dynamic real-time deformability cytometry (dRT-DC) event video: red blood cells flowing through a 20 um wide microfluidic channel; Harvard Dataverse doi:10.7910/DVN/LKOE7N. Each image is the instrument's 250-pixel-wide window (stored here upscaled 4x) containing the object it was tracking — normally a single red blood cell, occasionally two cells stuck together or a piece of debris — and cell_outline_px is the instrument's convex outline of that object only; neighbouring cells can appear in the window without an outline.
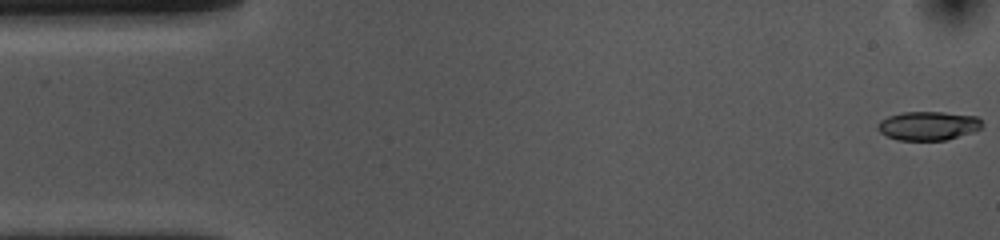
{"species": "common noctule bat (a hibernating species)", "species_latin": "Nyctalus noctula", "temperature_condition": "cold", "stored_images_in_passage": 54, "camera_frame_rate_fps": 3000, "um_per_image_px": 0.085, "animal": {"sex": "female", "body_mass_g": 10.0, "forearm_length_mm": 53.1}, "frame": {"image": 1, "passage_image": 1, "time_ms": 0.0, "image_size_px": [1000, 240], "cell_outline_px": [[984, 124], [980, 128], [972, 132], [944, 140], [896, 140], [880, 132], [876, 128], [876, 124], [880, 120], [888, 116], [900, 112], [944, 112], [976, 116]], "centroid_in_image_um": [78.85, 10.68], "position_along_channel_um": 6.1, "area_um2": 17.57}}
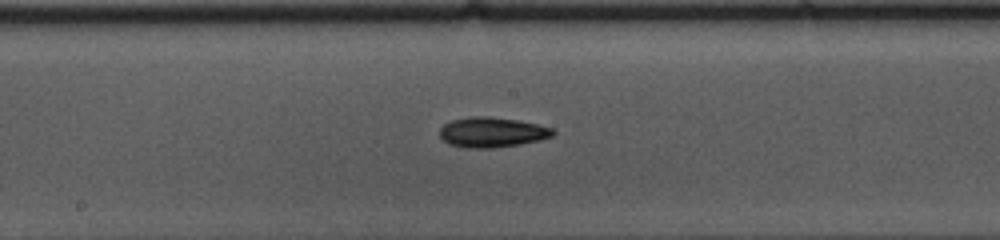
{"frame": {"image": 2, "passage_image": 27, "time_ms": 8.667, "image_size_px": [1000, 240], "cell_outline_px": [[556, 132], [552, 136], [540, 140], [520, 144], [492, 148], [464, 148], [448, 144], [440, 136], [440, 128], [444, 124], [452, 120], [472, 116], [488, 116], [516, 120], [536, 124], [552, 128]], "centroid_in_image_um": [41.8, 11.25], "position_along_channel_um": 206.4, "area_um2": 19.83}}
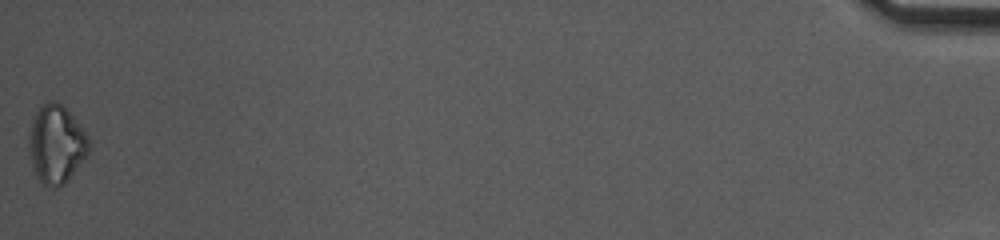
{"frame": {"image": 3, "passage_image": 54, "time_ms": 17.667, "image_size_px": [1000, 240], "cell_outline_px": [[88, 152], [68, 180], [64, 184], [44, 184], [36, 176], [28, 156], [28, 132], [32, 120], [40, 104], [48, 100], [56, 100], [72, 116], [88, 136]], "centroid_in_image_um": [4.72, 12.21], "position_along_channel_um": 430.5, "area_um2": 26.99}, "authors_computed_cell_mechanics": {"area_um2": 18.5538, "velocity_mm_per_s": 3.6463, "shape_relaxation_time_tau1_ms": 3.6269, "shape_relaxation_time_tau2_ms": null, "deformation_change_tau1": 0.1042, "deformation_change_tau2": null}}